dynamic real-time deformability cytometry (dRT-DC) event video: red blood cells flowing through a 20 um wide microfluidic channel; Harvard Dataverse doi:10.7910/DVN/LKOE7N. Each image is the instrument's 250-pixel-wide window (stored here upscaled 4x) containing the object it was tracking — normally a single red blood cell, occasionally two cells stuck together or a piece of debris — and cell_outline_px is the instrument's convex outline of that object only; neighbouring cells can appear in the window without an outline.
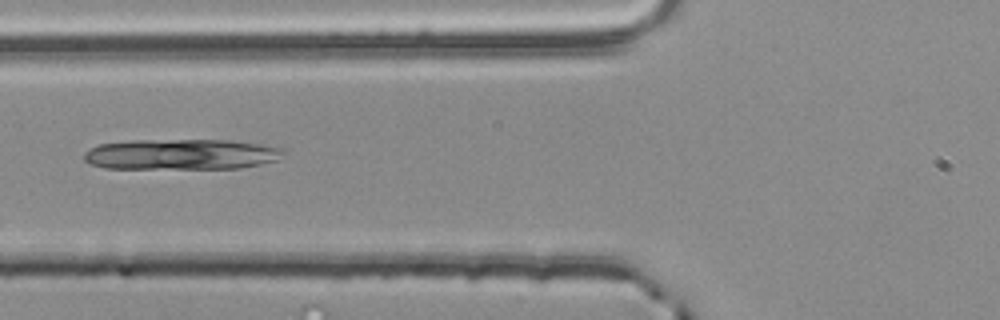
{"species": "common noctule bat (a hibernating species)", "species_latin": "Nyctalus noctula", "temperature_condition": "room temperature", "stored_images_in_passage": 3, "camera_frame_rate_fps": 3000, "um_per_image_px": 0.085, "animal": {"sex": "male", "body_mass_g": 20.4}, "frame": {"image": 1, "passage_image": 3, "time_ms": 0.667, "image_size_px": [1000, 320], "cell_outline_px": [[284, 152], [276, 160], [260, 164], [240, 168], [104, 168], [92, 164], [84, 160], [84, 152], [88, 148], [100, 144], [128, 140], [228, 140], [260, 144], [284, 148]], "centroid_in_image_um": [15.37, 13.11], "position_along_channel_um": 110.4, "area_um2": 35.55}}